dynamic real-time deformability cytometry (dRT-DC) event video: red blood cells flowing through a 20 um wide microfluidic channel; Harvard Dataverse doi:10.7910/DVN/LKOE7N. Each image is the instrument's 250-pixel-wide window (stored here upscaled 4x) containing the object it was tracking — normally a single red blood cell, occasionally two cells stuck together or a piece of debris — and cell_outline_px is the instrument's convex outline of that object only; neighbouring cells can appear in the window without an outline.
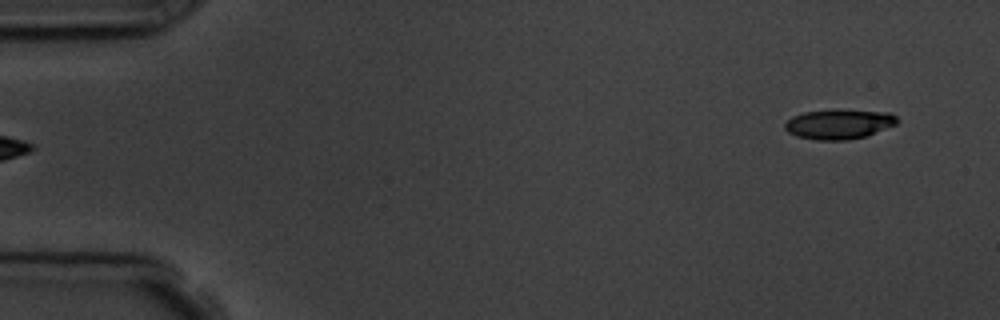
{"species": "common noctule bat (a hibernating species)", "species_latin": "Nyctalus noctula", "temperature_condition": "room temperature", "stored_images_in_passage": 3, "camera_frame_rate_fps": 3000, "um_per_image_px": 0.085, "animal": {"sex": "male", "body_mass_g": 19.5, "forearm_length_mm": 54.6}, "frame": {"image": 1, "passage_image": 3, "time_ms": 2.333, "image_size_px": [1000, 320], "cell_outline_px": [[900, 120], [896, 124], [864, 136], [848, 140], [816, 140], [796, 136], [788, 132], [784, 128], [784, 124], [792, 116], [804, 112], [836, 108], [888, 112], [896, 116]], "centroid_in_image_um": [71.29, 10.52], "position_along_channel_um": 13.7, "area_um2": 19.77}}